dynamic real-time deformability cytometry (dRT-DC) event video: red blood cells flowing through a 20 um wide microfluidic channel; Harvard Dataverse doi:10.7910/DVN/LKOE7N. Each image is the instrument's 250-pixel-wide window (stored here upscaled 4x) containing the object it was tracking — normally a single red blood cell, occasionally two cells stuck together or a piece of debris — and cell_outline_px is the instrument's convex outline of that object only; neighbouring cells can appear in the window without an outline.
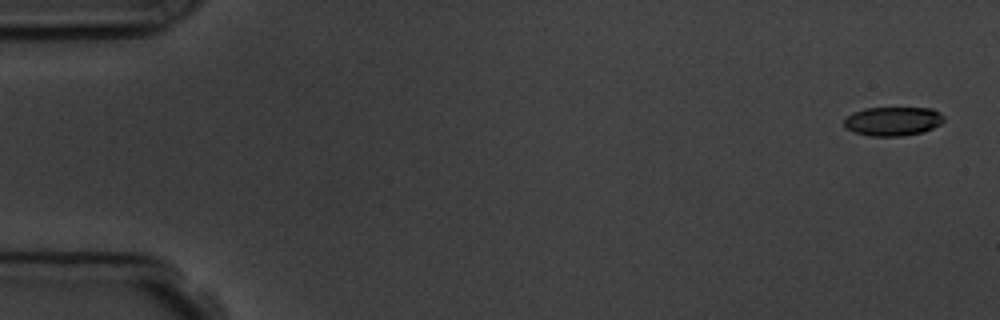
{"species": "common noctule bat (a hibernating species)", "species_latin": "Nyctalus noctula", "temperature_condition": "room temperature", "stored_images_in_passage": 5, "camera_frame_rate_fps": 3000, "um_per_image_px": 0.085, "animal": {"sex": "male", "body_mass_g": 19.5, "forearm_length_mm": 54.6}, "frame": {"image": 1, "passage_image": 1, "time_ms": 0.0, "image_size_px": [1000, 320], "cell_outline_px": [[944, 120], [940, 124], [924, 132], [900, 136], [872, 136], [852, 132], [844, 128], [844, 120], [852, 112], [864, 108], [932, 108], [940, 112], [944, 116]], "centroid_in_image_um": [75.88, 10.3], "position_along_channel_um": 9.1, "area_um2": 16.99}}
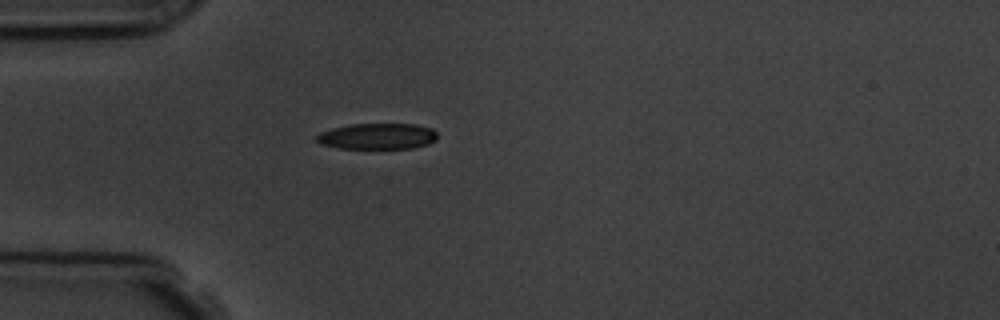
{"frame": {"image": 2, "passage_image": 5, "time_ms": 4.667, "image_size_px": [1000, 320], "cell_outline_px": [[436, 140], [428, 144], [412, 148], [340, 148], [320, 144], [316, 140], [316, 136], [320, 132], [332, 128], [348, 124], [416, 124], [432, 128], [436, 132]], "centroid_in_image_um": [32.07, 11.57], "position_along_channel_um": 52.9, "area_um2": 18.32}}